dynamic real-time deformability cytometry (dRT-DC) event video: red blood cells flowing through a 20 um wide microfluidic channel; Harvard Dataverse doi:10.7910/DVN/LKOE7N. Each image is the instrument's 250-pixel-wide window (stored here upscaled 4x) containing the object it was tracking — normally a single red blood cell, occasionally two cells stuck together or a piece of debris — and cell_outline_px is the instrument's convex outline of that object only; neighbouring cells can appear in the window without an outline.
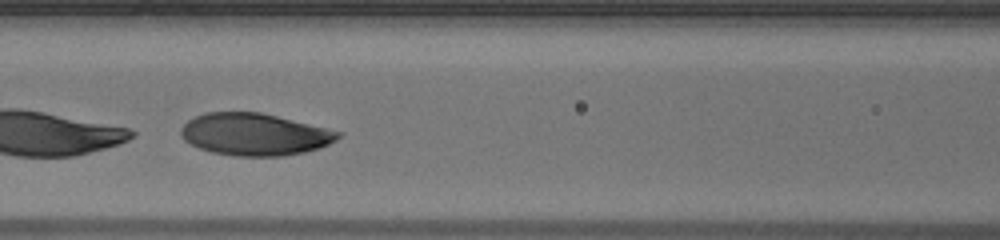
{"species": "human", "species_latin": "Homo sapiens", "temperature_condition": "warm", "stored_images_in_passage": 37, "camera_frame_rate_fps": 3000, "um_per_image_px": 0.085, "donor": {"sex": "male"}, "frame": {"image": 1, "passage_image": 14, "time_ms": 4.333, "image_size_px": [1000, 240], "cell_outline_px": [[344, 132], [336, 140], [320, 148], [304, 152], [284, 156], [232, 156], [212, 152], [200, 148], [184, 140], [180, 136], [180, 128], [188, 120], [204, 112], [260, 112]], "centroid_in_image_um": [21.64, 11.42], "position_along_channel_um": 145.0, "area_um2": 38.67}}
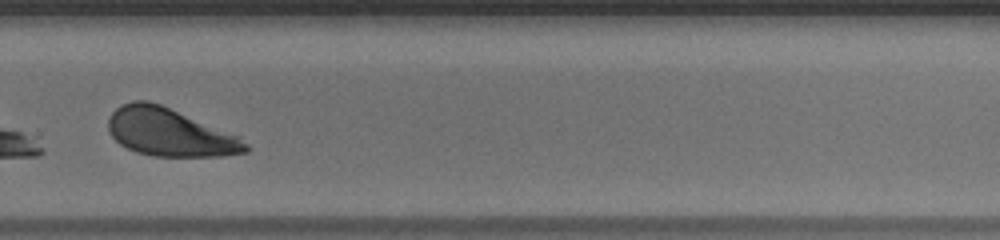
{"frame": {"image": 2, "passage_image": 27, "time_ms": 8.667, "image_size_px": [1000, 240], "cell_outline_px": [[248, 152], [224, 156], [152, 156], [136, 152], [120, 144], [112, 136], [108, 128], [108, 120], [112, 112], [120, 104], [132, 100], [148, 100], [160, 104], [240, 136], [248, 144]], "centroid_in_image_um": [14.43, 11.24], "position_along_channel_um": 315.4, "area_um2": 38.38}}
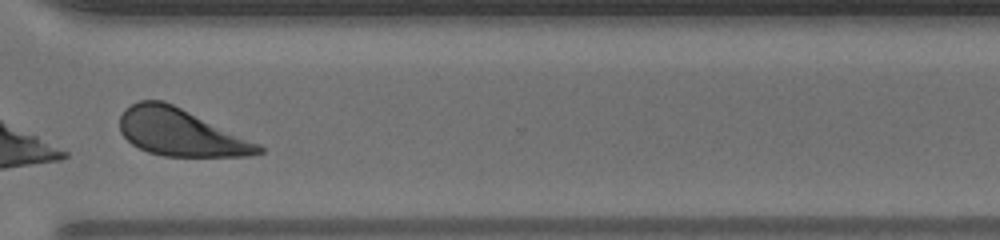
{"frame": {"image": 3, "passage_image": 30, "time_ms": 9.667, "image_size_px": [1000, 240], "cell_outline_px": [[264, 152], [248, 156], [164, 156], [148, 152], [132, 144], [120, 132], [120, 116], [124, 108], [140, 100], [164, 100], [260, 144], [264, 148]], "centroid_in_image_um": [15.33, 11.25], "position_along_channel_um": 355.3, "area_um2": 37.92}}